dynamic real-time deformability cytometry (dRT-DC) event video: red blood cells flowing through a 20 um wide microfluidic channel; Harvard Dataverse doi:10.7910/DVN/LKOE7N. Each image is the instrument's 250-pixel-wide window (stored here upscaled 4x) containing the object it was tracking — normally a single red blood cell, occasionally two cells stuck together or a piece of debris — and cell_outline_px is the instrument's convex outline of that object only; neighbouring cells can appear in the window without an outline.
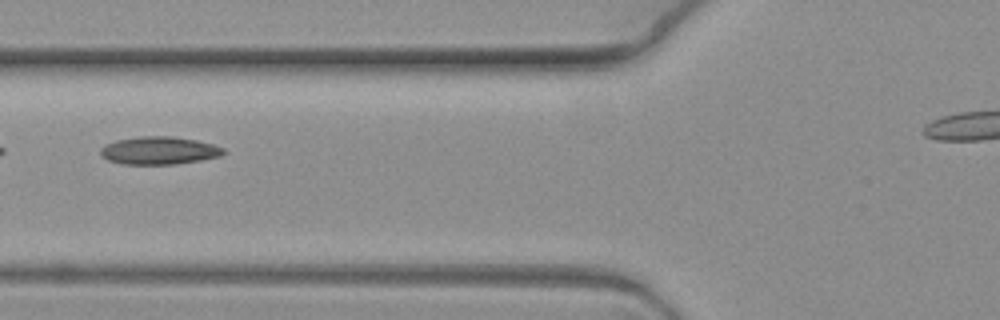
{"species": "common noctule bat (a hibernating species)", "species_latin": "Nyctalus noctula", "temperature_condition": "warm", "stored_images_in_passage": 6, "camera_frame_rate_fps": 3000, "um_per_image_px": 0.085, "animal": {"sex": "female", "body_mass_g": 19.3, "forearm_length_mm": 54.1}, "frame": {"image": 1, "passage_image": 5, "time_ms": 1.333, "image_size_px": [1000, 320], "cell_outline_px": [[224, 152], [220, 156], [200, 160], [176, 164], [124, 164], [108, 160], [100, 152], [100, 148], [104, 144], [116, 140], [140, 136], [172, 136], [196, 140], [212, 144], [224, 148]], "centroid_in_image_um": [13.51, 12.79], "position_along_channel_um": 112.3, "area_um2": 19.83}}